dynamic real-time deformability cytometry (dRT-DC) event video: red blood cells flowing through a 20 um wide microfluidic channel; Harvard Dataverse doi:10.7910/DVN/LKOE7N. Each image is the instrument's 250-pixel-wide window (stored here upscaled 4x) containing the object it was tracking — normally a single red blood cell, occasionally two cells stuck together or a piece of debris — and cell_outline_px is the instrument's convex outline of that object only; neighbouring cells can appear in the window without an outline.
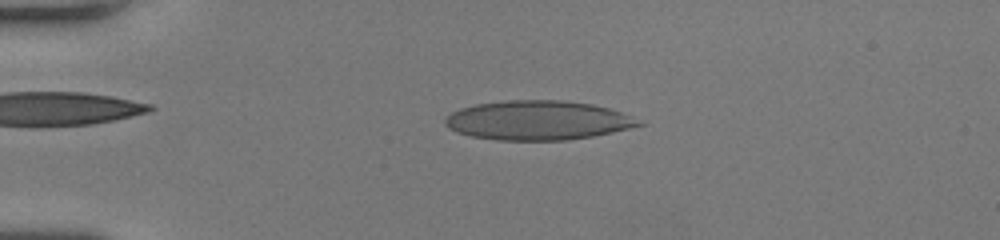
{"species": "human", "species_latin": "Homo sapiens", "temperature_condition": "room temperature", "stored_images_in_passage": 41, "camera_frame_rate_fps": 3000, "um_per_image_px": 0.085, "donor": {"sex": "female"}, "frame": {"image": 1, "passage_image": 2, "time_ms": 0.333, "image_size_px": [1000, 240], "cell_outline_px": [[636, 124], [604, 132], [584, 136], [548, 140], [516, 140], [480, 136], [464, 132], [448, 124], [448, 120], [456, 112], [468, 108], [484, 104], [580, 104], [600, 108], [612, 112]], "centroid_in_image_um": [45.57, 10.3], "position_along_channel_um": 39.4, "area_um2": 37.45}}
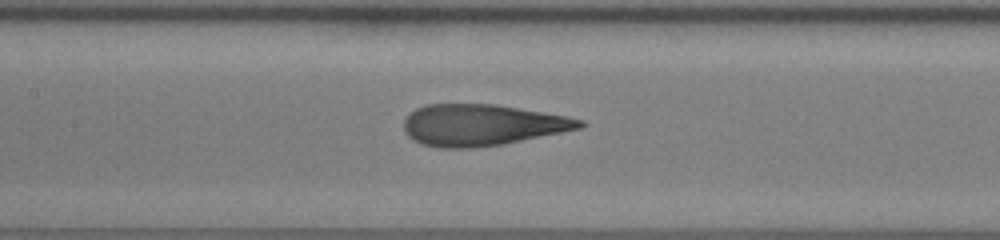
{"frame": {"image": 2, "passage_image": 15, "time_ms": 4.667, "image_size_px": [1000, 240], "cell_outline_px": [[580, 124], [572, 128], [492, 144], [428, 144], [412, 136], [408, 132], [408, 120], [416, 112], [424, 108], [444, 104], [468, 104], [508, 108], [556, 116], [576, 120]], "centroid_in_image_um": [40.88, 10.58], "position_along_channel_um": 166.5, "area_um2": 36.07}}
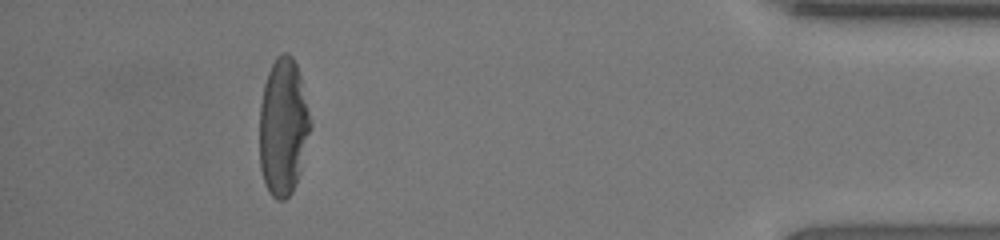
{"frame": {"image": 3, "passage_image": 37, "time_ms": 12.0, "image_size_px": [1000, 240], "cell_outline_px": [[308, 128], [292, 188], [288, 196], [276, 196], [268, 188], [264, 176], [260, 160], [260, 116], [264, 92], [268, 76], [276, 60], [280, 56], [288, 56], [292, 60], [296, 68], [308, 124]], "centroid_in_image_um": [23.98, 10.8], "position_along_channel_um": 411.2, "area_um2": 35.89}, "authors_computed_cell_mechanics": {"area_um2": 36.2406, "velocity_mm_per_s": 4.0393, "shape_relaxation_time_tau1_ms": null, "shape_relaxation_time_tau2_ms": 0.8387, "deformation_change_tau1": null, "deformation_change_tau2": 0.0933}}